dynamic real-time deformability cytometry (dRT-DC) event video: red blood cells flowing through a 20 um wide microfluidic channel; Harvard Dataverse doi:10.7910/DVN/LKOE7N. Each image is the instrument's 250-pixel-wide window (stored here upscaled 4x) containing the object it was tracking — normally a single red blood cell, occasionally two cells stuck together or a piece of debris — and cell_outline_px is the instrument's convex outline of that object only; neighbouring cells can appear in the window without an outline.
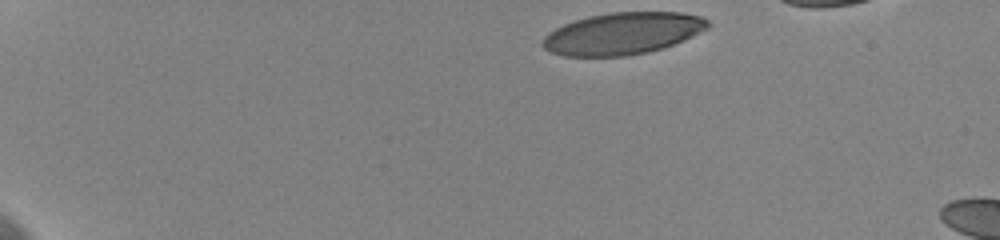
{"species": "human", "species_latin": "Homo sapiens", "temperature_condition": "cold", "stored_images_in_passage": 8, "camera_frame_rate_fps": 3000, "um_per_image_px": 0.085, "donor": {"sex": "female"}, "frame": {"image": 1, "passage_image": 1, "time_ms": 0.0, "image_size_px": [1000, 240], "cell_outline_px": [[712, 24], [708, 28], [700, 32], [672, 44], [648, 52], [624, 56], [564, 56], [552, 52], [544, 48], [540, 44], [544, 36], [548, 32], [564, 24], [588, 16], [608, 12], [680, 12], [700, 16], [708, 20]], "centroid_in_image_um": [52.9, 2.84], "position_along_channel_um": 32.1, "area_um2": 40.23}}